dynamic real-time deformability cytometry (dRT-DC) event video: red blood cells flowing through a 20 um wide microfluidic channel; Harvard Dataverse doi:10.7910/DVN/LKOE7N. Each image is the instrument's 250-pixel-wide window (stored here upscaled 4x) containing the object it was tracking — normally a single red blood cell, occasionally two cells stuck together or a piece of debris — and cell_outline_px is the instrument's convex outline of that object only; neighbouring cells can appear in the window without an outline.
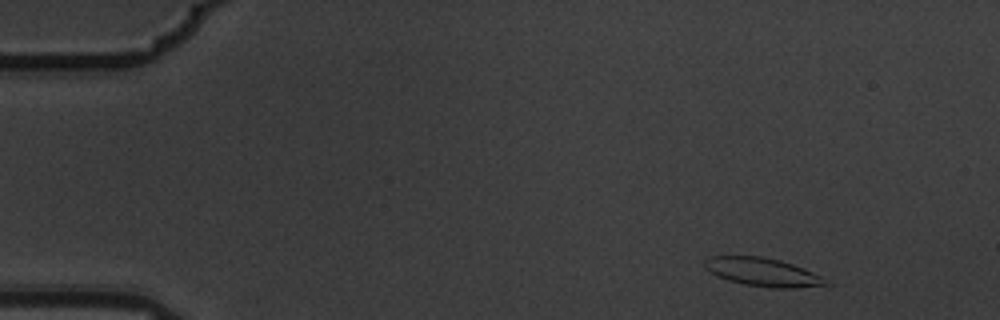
{"species": "common noctule bat (a hibernating species)", "species_latin": "Nyctalus noctula", "temperature_condition": "warm", "stored_images_in_passage": 5, "camera_frame_rate_fps": 3000, "um_per_image_px": 0.085, "animal": {"sex": "male", "body_mass_g": 19.5, "forearm_length_mm": 54.6}, "frame": {"image": 1, "passage_image": 1, "time_ms": 0.0, "image_size_px": [1000, 320], "cell_outline_px": [[832, 284], [792, 288], [772, 288], [744, 284], [728, 280], [704, 268], [704, 260], [712, 256], [760, 256], [780, 260], [804, 268], [820, 276]], "centroid_in_image_um": [64.83, 23.12], "position_along_channel_um": 20.2, "area_um2": 19.77}}
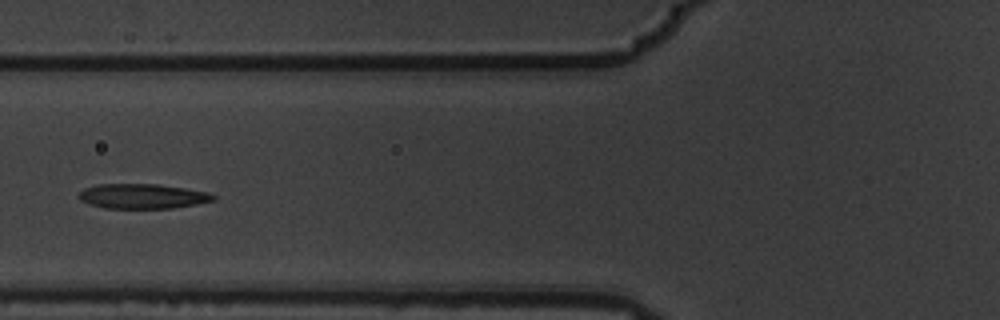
{"frame": {"image": 2, "passage_image": 5, "time_ms": 1.333, "image_size_px": [1000, 320], "cell_outline_px": [[216, 200], [196, 204], [172, 208], [104, 208], [88, 204], [80, 200], [76, 196], [84, 188], [96, 184], [156, 184], [184, 188], [208, 192], [216, 196]], "centroid_in_image_um": [12.08, 16.68], "position_along_channel_um": 113.7, "area_um2": 19.54}}